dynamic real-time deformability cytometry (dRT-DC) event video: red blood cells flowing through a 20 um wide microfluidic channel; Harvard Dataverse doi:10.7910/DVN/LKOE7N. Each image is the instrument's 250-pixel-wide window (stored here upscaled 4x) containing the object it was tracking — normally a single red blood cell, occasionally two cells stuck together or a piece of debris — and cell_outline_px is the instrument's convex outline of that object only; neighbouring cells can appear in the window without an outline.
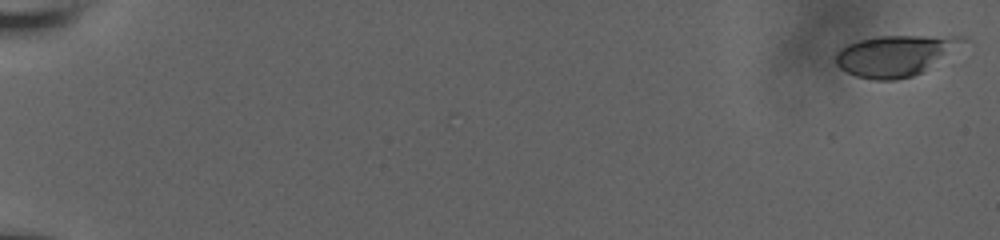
{"species": "human", "species_latin": "Homo sapiens", "temperature_condition": "room temperature", "stored_images_in_passage": 57, "camera_frame_rate_fps": 3000, "um_per_image_px": 0.085, "donor": {"sex": "male"}, "frame": {"image": 1, "passage_image": 1, "time_ms": 0.0, "image_size_px": [1000, 240], "cell_outline_px": [[964, 40], [920, 72], [912, 76], [896, 80], [876, 80], [856, 76], [840, 68], [836, 64], [836, 52], [840, 48], [848, 44], [860, 40], [876, 36], [964, 36]], "centroid_in_image_um": [75.95, 4.72], "position_along_channel_um": 9.1, "area_um2": 29.13}}
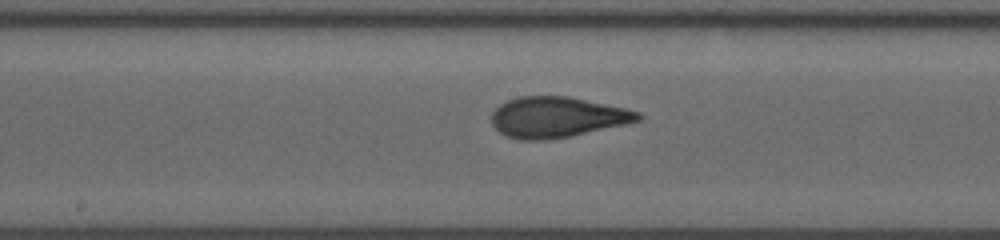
{"frame": {"image": 2, "passage_image": 33, "time_ms": 10.667, "image_size_px": [1000, 240], "cell_outline_px": [[644, 116], [640, 120], [624, 124], [568, 136], [548, 140], [520, 140], [508, 136], [500, 132], [492, 124], [492, 112], [500, 104], [508, 100], [520, 96], [568, 96], [624, 108], [640, 112]], "centroid_in_image_um": [47.33, 9.95], "position_along_channel_um": 200.9, "area_um2": 34.28}}
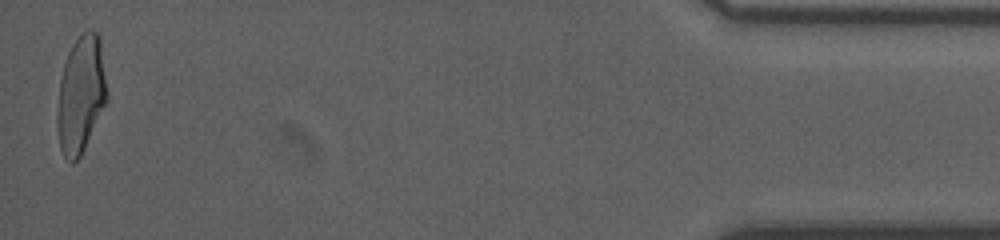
{"frame": {"image": 3, "passage_image": 57, "time_ms": 18.667, "image_size_px": [1000, 240], "cell_outline_px": [[108, 100], [80, 156], [72, 164], [64, 156], [60, 148], [56, 128], [56, 120], [60, 80], [64, 64], [68, 52], [72, 44], [84, 32], [96, 32], [100, 36], [108, 96]], "centroid_in_image_um": [6.87, 8.06], "position_along_channel_um": 428.3, "area_um2": 33.87}, "authors_computed_cell_mechanics": {"area_um2": 33.4084, "velocity_mm_per_s": 3.8412, "shape_relaxation_time_tau1_ms": 5.2143, "shape_relaxation_time_tau2_ms": 1.0268, "deformation_change_tau1": 0.1957, "deformation_change_tau2": 0.0768}}